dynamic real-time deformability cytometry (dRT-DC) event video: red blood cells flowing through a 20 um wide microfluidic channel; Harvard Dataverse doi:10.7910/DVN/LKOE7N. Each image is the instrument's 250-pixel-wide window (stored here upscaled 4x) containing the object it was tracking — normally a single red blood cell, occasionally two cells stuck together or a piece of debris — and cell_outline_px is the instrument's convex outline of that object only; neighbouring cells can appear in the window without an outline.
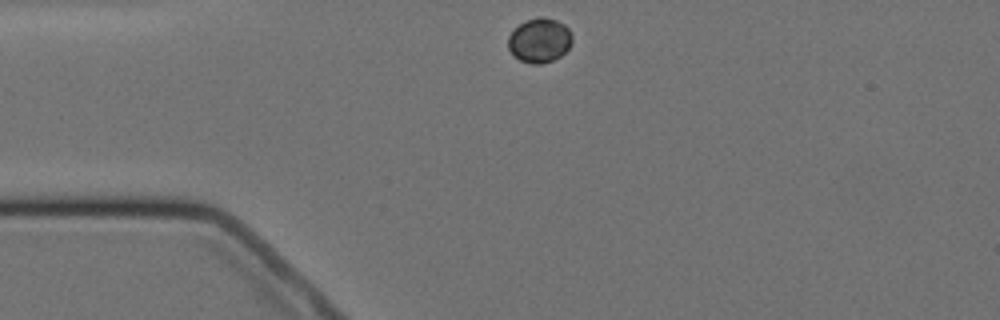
{"species": "Egyptian fruit bat (a non-hibernating species)", "species_latin": "Rousettus aegyptiacus", "temperature_condition": "cold", "stored_images_in_passage": 1, "camera_frame_rate_fps": 3000, "um_per_image_px": 0.085, "animal": {"sex": "female"}, "frame": {"image": 1, "passage_image": 1, "time_ms": 0.0, "image_size_px": [1000, 320], "cell_outline_px": [[572, 44], [560, 56], [552, 60], [540, 64], [532, 64], [520, 60], [512, 56], [508, 48], [508, 36], [524, 20], [540, 16], [556, 20], [564, 24], [568, 28], [572, 36]], "centroid_in_image_um": [45.84, 3.43], "position_along_channel_um": 39.2, "area_um2": 16.65}}